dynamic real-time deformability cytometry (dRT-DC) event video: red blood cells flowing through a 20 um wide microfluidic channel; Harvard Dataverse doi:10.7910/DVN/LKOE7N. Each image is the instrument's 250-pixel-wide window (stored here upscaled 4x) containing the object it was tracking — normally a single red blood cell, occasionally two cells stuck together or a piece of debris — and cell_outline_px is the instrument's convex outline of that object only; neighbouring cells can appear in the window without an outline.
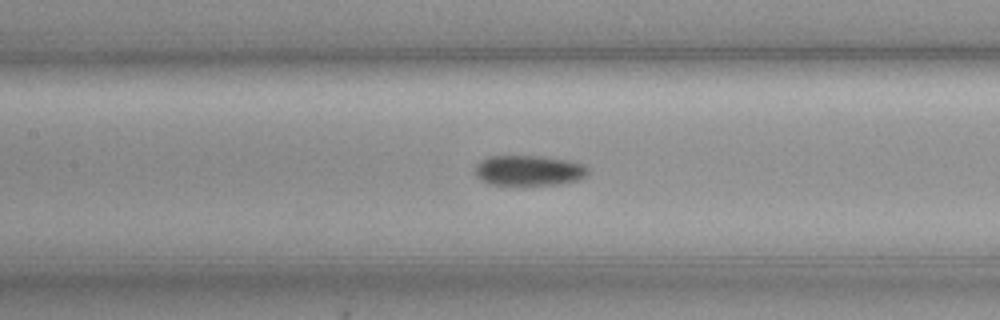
{"species": "common noctule bat (a hibernating species)", "species_latin": "Nyctalus noctula", "temperature_condition": "cold", "stored_images_in_passage": 45, "segment_of_instrument_passage": [1, 2], "camera_frame_rate_fps": 3000, "um_per_image_px": 0.085, "animal": {"sex": "female", "body_mass_g": 19.3, "forearm_length_mm": 54.1}, "frame": {"image": 1, "passage_image": 13, "time_ms": 4.0, "image_size_px": [1000, 320], "cell_outline_px": [[588, 176], [580, 180], [560, 184], [488, 184], [480, 180], [476, 176], [476, 164], [492, 156], [540, 156], [572, 160], [584, 164], [588, 168]], "centroid_in_image_um": [45.03, 14.49], "position_along_channel_um": 162.4, "area_um2": 20.0}}
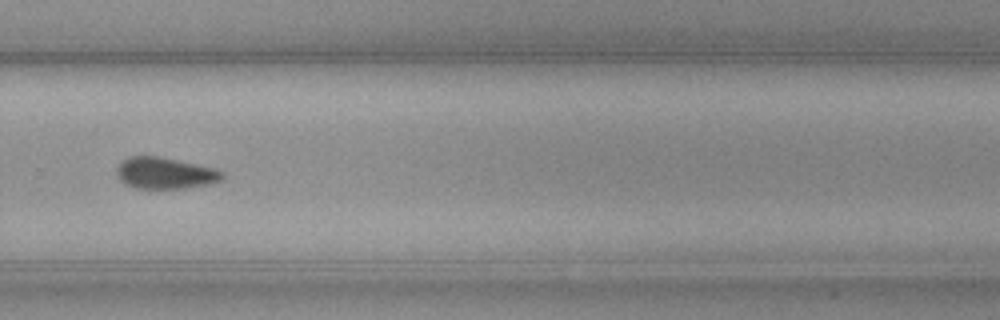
{"frame": {"image": 2, "passage_image": 26, "time_ms": 8.333, "image_size_px": [1000, 320], "cell_outline_px": [[224, 176], [220, 180], [212, 184], [184, 188], [136, 188], [124, 184], [120, 180], [116, 172], [116, 168], [120, 160], [128, 156], [160, 156], [196, 164], [212, 168], [224, 172]], "centroid_in_image_um": [13.99, 14.71], "position_along_channel_um": 315.8, "area_um2": 19.48}}
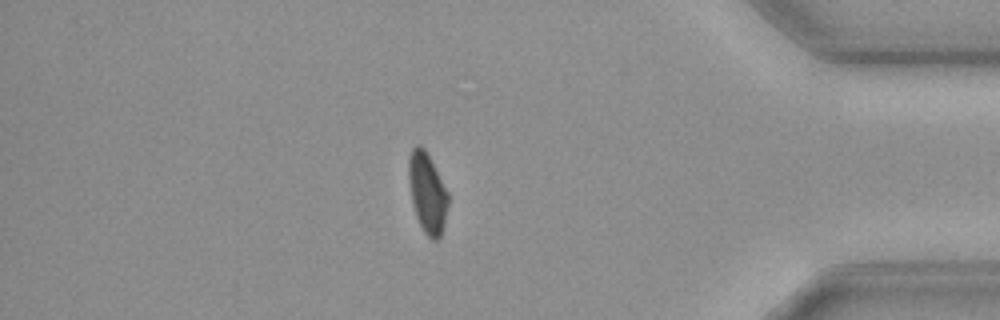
{"frame": {"image": 3, "passage_image": 36, "time_ms": 11.667, "image_size_px": [1000, 320], "cell_outline_px": [[448, 204], [444, 224], [440, 236], [436, 240], [432, 240], [424, 232], [416, 216], [412, 204], [408, 180], [408, 160], [412, 148], [416, 144], [420, 144], [424, 148], [448, 192]], "centroid_in_image_um": [36.3, 16.38], "position_along_channel_um": 398.9, "area_um2": 18.32}}